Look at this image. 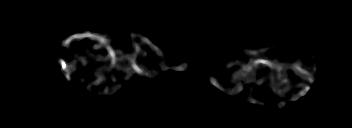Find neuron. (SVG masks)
I'll return each instance as SVG.
<instances>
[{"instance_id":"2dd73e0c","label":"neuron","mask_w":352,"mask_h":128,"mask_svg":"<svg viewBox=\"0 0 352 128\" xmlns=\"http://www.w3.org/2000/svg\"><path fill=\"white\" fill-rule=\"evenodd\" d=\"M114 35H117V33H113L111 36H101L98 35L97 33H91V32H85L82 34H72L70 35L68 38H66L65 40H63L61 42V45L64 47H70V43L73 40H79L81 41V39L84 38H90L92 41H98L99 43L96 45L95 50L99 51L101 49H106L108 50L109 54L108 56H106L105 58H102L101 55H97V59H99L100 61L106 62V60H108V58L111 59V62L107 65H105V69L106 70H110L113 67H119V64H121L123 66V64L125 62H128V65H124V68L120 69L118 68L117 70L119 71V73L122 71L123 73H126V79L129 80L132 75H131V71L136 72V74L138 75H143L146 77H150L152 75H158L159 74V70H165V69H171V70H177V71H185L187 69V64L184 62L183 64H181L180 66H165V65H160L159 68H157L155 71H148L145 67H142V65H139L137 63V57L140 55L142 56V58L147 54V51H141L140 49V44L142 43H138L136 41H134V38H140L141 42H143V44L147 43L150 45V50L152 48V51L155 50L156 54H158L160 57V61L164 62V57L161 49L153 42H151L146 36H142L140 33H130L131 35V45L134 48V54L133 55H127L124 58H120L118 59L115 54H116V50H114L111 47L110 44V39L112 37H114ZM82 45L84 46V50L85 53H87V51L89 50L87 48V46H85L83 43ZM243 53H245L246 55L248 54H253L256 55V58L254 60L252 59H248L247 63H243L241 64V70L239 72H235L234 73V77H238V81H244L246 80V83L249 84L250 82L253 81V83L261 85L264 83V79H257V75H252V78H247V73L257 70L260 64H264L265 66H267L268 68H271V74L270 77H272V79L274 80L271 84L270 87L272 88V91L275 95H283L284 93H288L291 92L292 90V86L288 77L283 78L282 77V73L281 71L284 70L285 72L287 71L288 68H292L294 73L296 74H300L303 75L305 77V80H302L301 83L297 84V88H301V90L298 92L297 95H292V97L290 98L291 102H296L300 97L304 96L306 94V92H308L310 90V84L314 82V75H315V71H307L305 68V64L304 62L301 60L300 63H302L303 67H301L299 65L298 62H294V63H285V64H281L276 62V60H267L266 58L263 57H257V53L261 52V53H265L266 49L265 48H260L259 51L258 50H253L251 51L250 49H243L242 50ZM117 53H119L122 57V54L125 53V51L123 50H119ZM58 63L61 66V72L66 76L67 81H71V71L76 69L74 64H67L63 59H59ZM88 63V61H81V64L83 66H86ZM93 72L96 73L98 79L96 81H94V85L98 86V85H103L105 84V77L103 76L102 73H97L98 71L95 70L94 68ZM87 78H89V76L84 77L83 79H81L80 81L82 83L86 82ZM118 79V74L117 73H113L112 77H111V82H115V80ZM207 81L212 84L213 86H215L217 89L224 91L227 94L233 95L236 92L242 91V87L238 84L234 89H228V88H222L220 84H218L216 82V79L213 77H209L207 78ZM93 85V84H92ZM91 84H88L86 87V89L88 91H90L91 93L94 92L93 87ZM286 88L281 89V86H285ZM110 86H105L104 87V93L101 94L100 92H98V96L100 97H104L107 96L110 92V95H114L115 91L121 87V85L116 86V87H112L111 89L109 88ZM248 101L250 104H262V105H267V103H261L259 102L258 99H253L251 95L248 96Z\"/></svg>"}]
</instances>
